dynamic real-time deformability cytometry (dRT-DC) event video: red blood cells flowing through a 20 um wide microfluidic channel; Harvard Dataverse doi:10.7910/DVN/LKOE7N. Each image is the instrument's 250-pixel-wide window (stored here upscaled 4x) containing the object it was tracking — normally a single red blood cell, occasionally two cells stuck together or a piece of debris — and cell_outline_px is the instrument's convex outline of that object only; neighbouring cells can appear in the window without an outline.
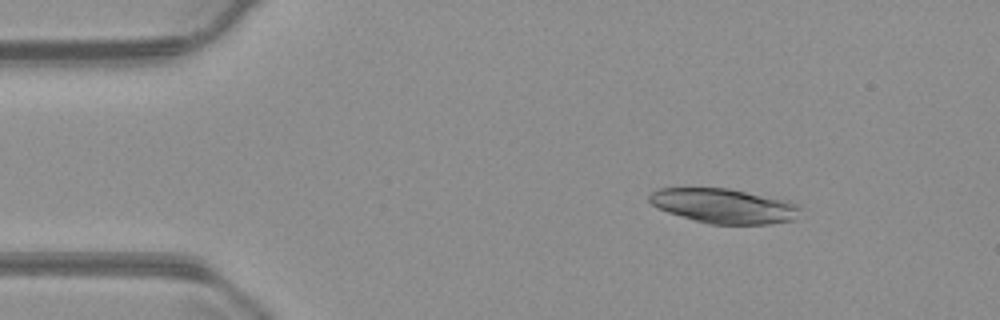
{"species": "common noctule bat (a hibernating species)", "species_latin": "Nyctalus noctula", "temperature_condition": "warm", "stored_images_in_passage": 55, "camera_frame_rate_fps": 3000, "um_per_image_px": 0.085, "animal": {"sex": "male", "body_mass_g": 23.1, "forearm_length_mm": 52.7}, "frame": {"image": 1, "passage_image": 8, "time_ms": 2.333, "image_size_px": [1000, 320], "cell_outline_px": [[800, 208], [796, 220], [768, 224], [708, 224], [668, 212], [656, 208], [648, 200], [648, 196], [656, 188], [728, 188], [788, 200], [800, 204]], "centroid_in_image_um": [61.55, 17.5], "position_along_channel_um": 23.5, "area_um2": 30.69}}